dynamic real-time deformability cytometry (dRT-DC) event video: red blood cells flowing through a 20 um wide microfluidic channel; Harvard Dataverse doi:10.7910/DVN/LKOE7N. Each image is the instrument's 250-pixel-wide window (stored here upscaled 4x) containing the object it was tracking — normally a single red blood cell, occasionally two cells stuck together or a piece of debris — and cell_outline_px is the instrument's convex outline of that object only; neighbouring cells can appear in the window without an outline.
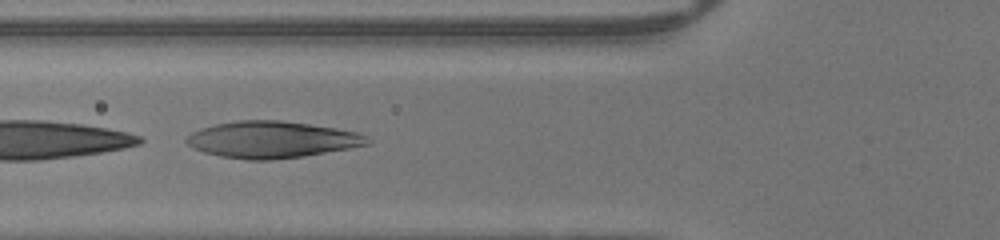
{"species": "human", "species_latin": "Homo sapiens", "temperature_condition": "warm", "stored_images_in_passage": 8, "camera_frame_rate_fps": 3000, "um_per_image_px": 0.085, "donor": {"sex": "male"}, "frame": {"image": 1, "passage_image": 3, "time_ms": 0.667, "image_size_px": [1000, 240], "cell_outline_px": [[372, 140], [368, 144], [348, 148], [304, 156], [272, 160], [248, 160], [220, 156], [204, 152], [192, 148], [184, 140], [192, 132], [200, 128], [216, 124], [236, 120], [280, 120], [336, 128], [356, 132], [368, 136]], "centroid_in_image_um": [23.09, 11.87], "position_along_channel_um": 102.7, "area_um2": 38.61}}
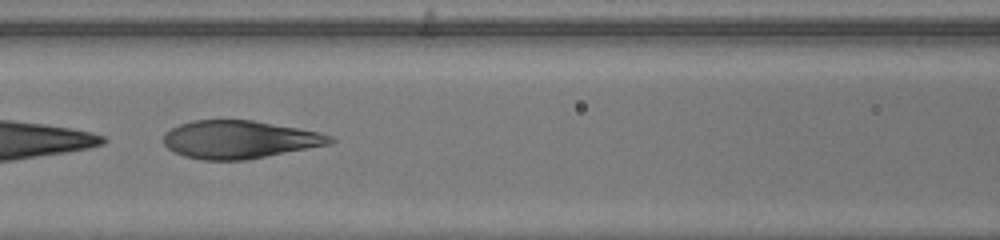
{"frame": {"image": 2, "passage_image": 6, "time_ms": 1.667, "image_size_px": [1000, 240], "cell_outline_px": [[336, 140], [332, 144], [244, 160], [204, 160], [184, 156], [168, 148], [164, 144], [164, 136], [172, 128], [180, 124], [192, 120], [252, 120], [300, 128], [320, 132], [332, 136]], "centroid_in_image_um": [20.4, 11.85], "position_along_channel_um": 146.2, "area_um2": 36.7}}